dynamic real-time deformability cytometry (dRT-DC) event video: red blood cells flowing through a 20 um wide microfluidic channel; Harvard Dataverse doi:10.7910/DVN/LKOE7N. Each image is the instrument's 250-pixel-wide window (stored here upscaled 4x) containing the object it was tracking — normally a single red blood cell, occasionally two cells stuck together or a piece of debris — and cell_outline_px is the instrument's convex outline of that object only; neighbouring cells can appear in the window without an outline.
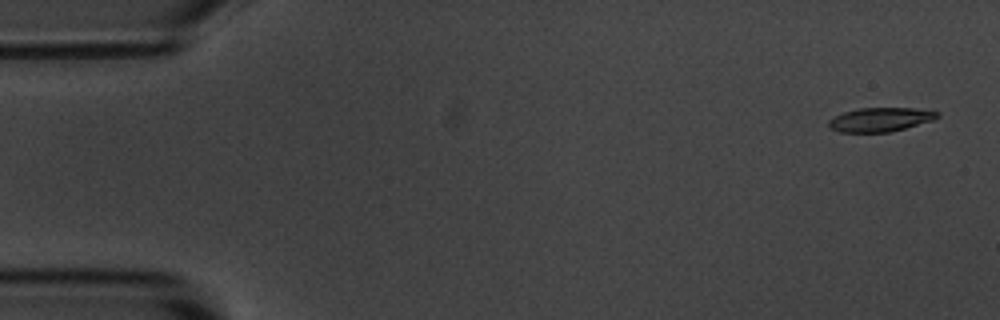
{"species": "common noctule bat (a hibernating species)", "species_latin": "Nyctalus noctula", "temperature_condition": "room temperature", "stored_images_in_passage": 6, "camera_frame_rate_fps": 3000, "um_per_image_px": 0.085, "animal": {"sex": "male", "body_mass_g": 20.1, "forearm_length_mm": 53.5}, "frame": {"image": 1, "passage_image": 1, "time_ms": 0.0, "image_size_px": [1000, 320], "cell_outline_px": [[940, 116], [932, 120], [904, 128], [888, 132], [840, 132], [832, 128], [828, 124], [828, 120], [844, 112], [860, 108], [912, 108], [940, 112]], "centroid_in_image_um": [74.83, 10.16], "position_along_channel_um": 10.2, "area_um2": 14.91}}
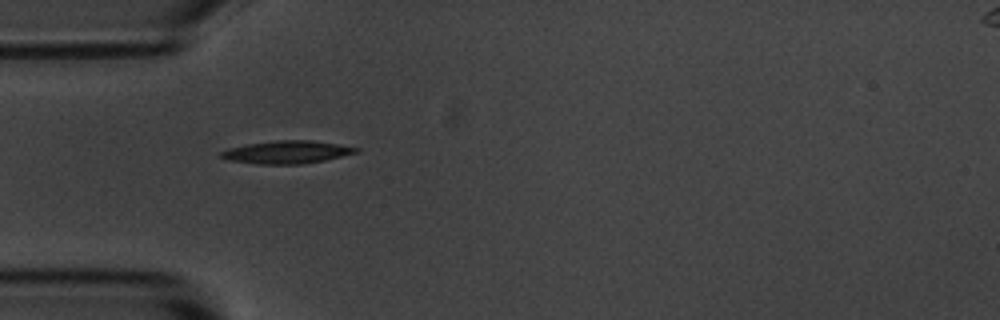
{"frame": {"image": 2, "passage_image": 5, "time_ms": 4.667, "image_size_px": [1000, 320], "cell_outline_px": [[360, 152], [324, 160], [300, 164], [256, 164], [228, 160], [220, 156], [220, 152], [228, 148], [248, 144], [276, 140], [312, 140], [360, 148]], "centroid_in_image_um": [24.38, 12.93], "position_along_channel_um": 60.6, "area_um2": 17.86}}